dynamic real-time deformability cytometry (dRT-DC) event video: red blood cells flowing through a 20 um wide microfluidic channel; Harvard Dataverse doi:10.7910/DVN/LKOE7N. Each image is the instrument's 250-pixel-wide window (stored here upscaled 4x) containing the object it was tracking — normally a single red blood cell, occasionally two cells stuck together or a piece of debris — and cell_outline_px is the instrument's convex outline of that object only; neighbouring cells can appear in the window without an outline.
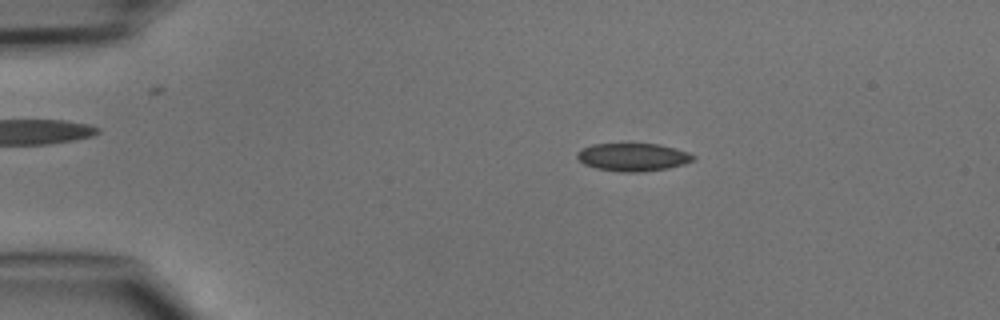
{"species": "common noctule bat (a hibernating species)", "species_latin": "Nyctalus noctula", "temperature_condition": "cold", "stored_images_in_passage": 46, "camera_frame_rate_fps": 3000, "um_per_image_px": 0.085, "animal": {"sex": "male", "body_mass_g": 15.6}, "frame": {"image": 1, "passage_image": 8, "time_ms": 2.333, "image_size_px": [1000, 320], "cell_outline_px": [[696, 156], [692, 160], [684, 164], [668, 168], [640, 172], [620, 172], [596, 168], [584, 164], [576, 156], [576, 152], [580, 148], [592, 144], [660, 144], [676, 148], [688, 152]], "centroid_in_image_um": [53.78, 13.35], "position_along_channel_um": 31.2, "area_um2": 18.96}}
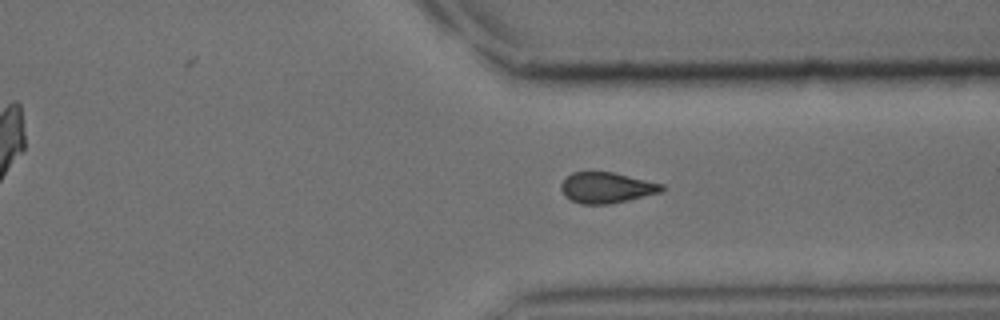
{"frame": {"image": 2, "passage_image": 35, "time_ms": 11.333, "image_size_px": [1000, 320], "cell_outline_px": [[664, 188], [660, 192], [608, 204], [580, 204], [564, 196], [560, 188], [560, 184], [572, 172], [612, 172], [664, 184]], "centroid_in_image_um": [51.52, 15.95], "position_along_channel_um": 359.9, "area_um2": 17.8}}
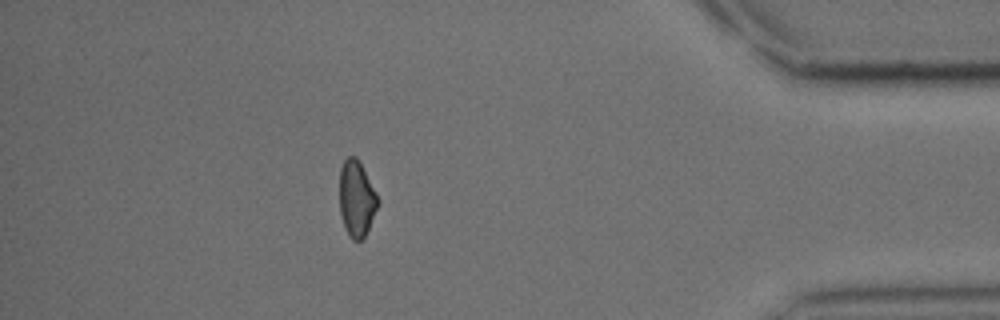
{"frame": {"image": 3, "passage_image": 41, "time_ms": 13.333, "image_size_px": [1000, 320], "cell_outline_px": [[380, 204], [364, 236], [360, 240], [352, 240], [348, 236], [340, 212], [340, 168], [344, 160], [348, 156], [356, 156], [376, 192], [380, 200]], "centroid_in_image_um": [30.32, 16.88], "position_along_channel_um": 404.9, "area_um2": 16.88}}